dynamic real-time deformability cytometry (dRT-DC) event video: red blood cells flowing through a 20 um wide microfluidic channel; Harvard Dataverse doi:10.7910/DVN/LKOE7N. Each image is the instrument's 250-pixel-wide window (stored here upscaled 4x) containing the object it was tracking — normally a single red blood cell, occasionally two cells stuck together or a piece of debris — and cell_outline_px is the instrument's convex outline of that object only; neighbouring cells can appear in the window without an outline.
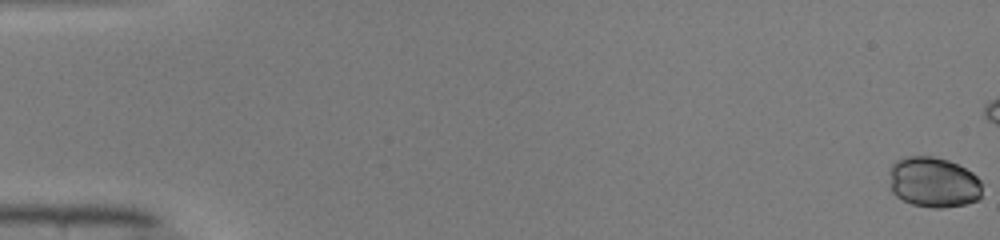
{"species": "common noctule bat (a hibernating species)", "species_latin": "Nyctalus noctula", "temperature_condition": "warm", "stored_images_in_passage": 18, "camera_frame_rate_fps": 3000, "um_per_image_px": 0.085, "animal": {"sex": "male", "body_mass_g": 19.0, "forearm_length_mm": 50.8}, "frame": {"image": 1, "passage_image": 1, "time_ms": 0.0, "image_size_px": [1000, 240], "cell_outline_px": [[980, 196], [976, 200], [964, 204], [940, 208], [932, 208], [912, 204], [896, 196], [892, 192], [888, 172], [892, 164], [896, 160], [908, 156], [932, 156], [948, 160], [972, 172], [980, 180]], "centroid_in_image_um": [79.3, 15.48], "position_along_channel_um": 5.7, "area_um2": 27.22}}